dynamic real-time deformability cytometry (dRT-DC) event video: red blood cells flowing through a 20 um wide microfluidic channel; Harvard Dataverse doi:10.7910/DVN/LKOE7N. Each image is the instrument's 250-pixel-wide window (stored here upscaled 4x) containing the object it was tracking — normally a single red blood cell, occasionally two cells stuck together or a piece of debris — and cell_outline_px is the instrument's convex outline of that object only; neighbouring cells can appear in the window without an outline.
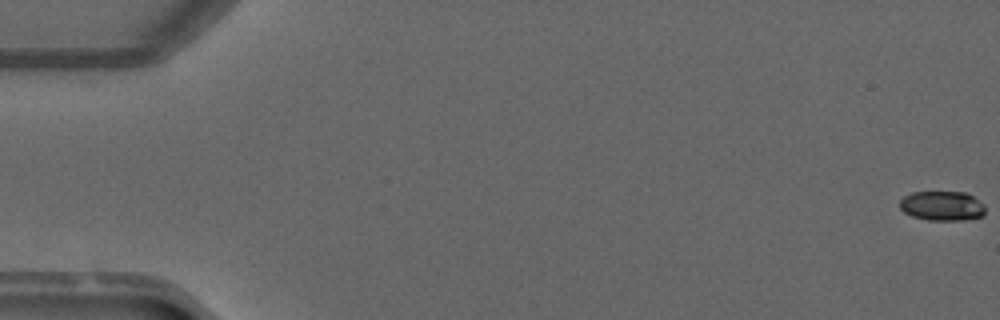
{"species": "common noctule bat (a hibernating species)", "species_latin": "Nyctalus noctula", "temperature_condition": "warm", "stored_images_in_passage": 51, "camera_frame_rate_fps": 3000, "um_per_image_px": 0.085, "animal": {"sex": "male", "forearm_length_mm": 52.5}, "frame": {"image": 1, "passage_image": 1, "time_ms": 0.0, "image_size_px": [1000, 320], "cell_outline_px": [[984, 216], [964, 220], [928, 220], [912, 216], [904, 212], [900, 208], [900, 200], [904, 196], [912, 192], [968, 192], [984, 204]], "centroid_in_image_um": [80.1, 17.49], "position_along_channel_um": 4.9, "area_um2": 14.85}}
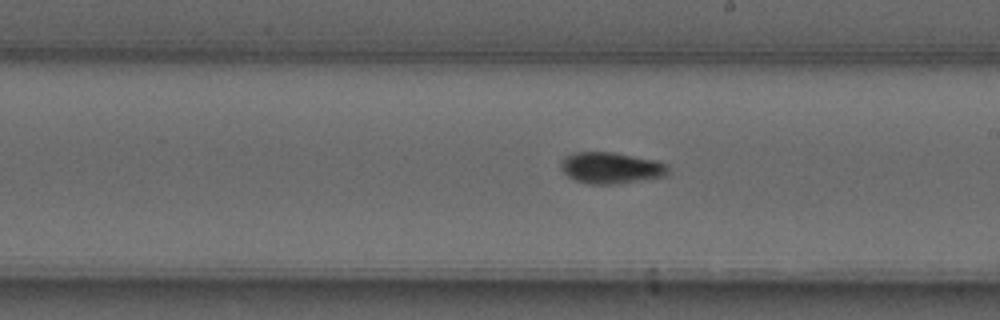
{"frame": {"image": 2, "passage_image": 30, "time_ms": 9.667, "image_size_px": [1000, 320], "cell_outline_px": [[668, 176], [612, 184], [588, 184], [576, 180], [568, 176], [560, 168], [560, 160], [564, 156], [576, 152], [612, 152], [656, 160], [668, 164]], "centroid_in_image_um": [51.92, 14.26], "position_along_channel_um": 237.1, "area_um2": 19.65}}
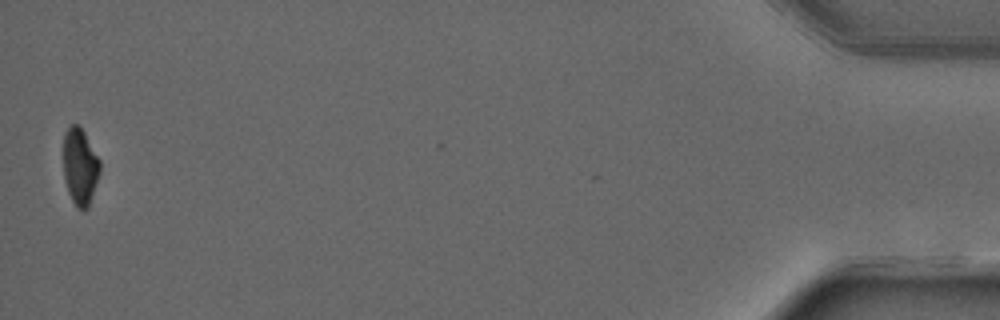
{"frame": {"image": 3, "passage_image": 51, "time_ms": 16.667, "image_size_px": [1000, 320], "cell_outline_px": [[100, 172], [88, 208], [76, 208], [68, 192], [64, 176], [64, 132], [72, 124], [76, 124], [84, 132], [100, 160]], "centroid_in_image_um": [6.8, 14.16], "position_along_channel_um": 428.4, "area_um2": 16.13}, "authors_computed_cell_mechanics": {"area_um2": 17.629, "velocity_mm_per_s": 4.0965, "shape_relaxation_time_tau1_ms": 10.5057, "shape_relaxation_time_tau2_ms": 1.5739, "deformation_change_tau1": 0.2932, "deformation_change_tau2": 0.0447}}